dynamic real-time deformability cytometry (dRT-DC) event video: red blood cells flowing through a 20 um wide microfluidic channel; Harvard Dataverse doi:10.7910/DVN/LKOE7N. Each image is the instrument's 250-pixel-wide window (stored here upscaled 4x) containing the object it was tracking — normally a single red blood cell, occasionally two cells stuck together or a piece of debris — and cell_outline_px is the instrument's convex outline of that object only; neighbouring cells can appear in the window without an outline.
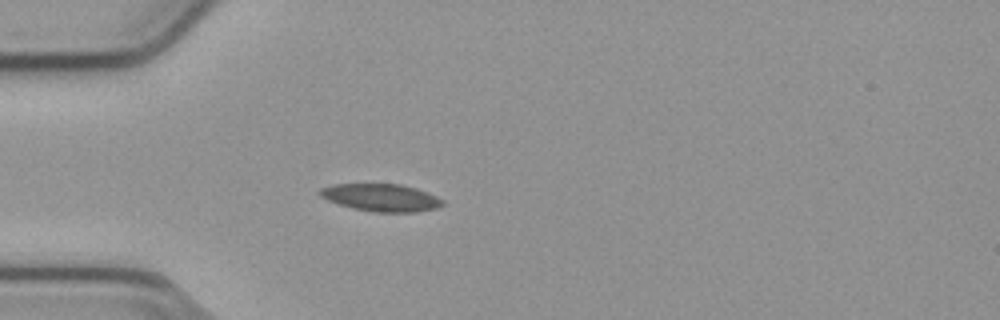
{"species": "common noctule bat (a hibernating species)", "species_latin": "Nyctalus noctula", "temperature_condition": "cold", "stored_images_in_passage": 3, "camera_frame_rate_fps": 3000, "um_per_image_px": 0.085, "animal": {"sex": "male", "body_mass_g": 23.1, "forearm_length_mm": 52.7}, "frame": {"image": 1, "passage_image": 1, "time_ms": 0.0, "image_size_px": [1000, 320], "cell_outline_px": [[444, 204], [436, 208], [416, 212], [376, 212], [352, 208], [328, 200], [320, 196], [316, 192], [320, 188], [336, 184], [400, 184], [416, 188], [436, 196], [444, 200]], "centroid_in_image_um": [32.39, 16.79], "position_along_channel_um": 52.6, "area_um2": 19.59}}